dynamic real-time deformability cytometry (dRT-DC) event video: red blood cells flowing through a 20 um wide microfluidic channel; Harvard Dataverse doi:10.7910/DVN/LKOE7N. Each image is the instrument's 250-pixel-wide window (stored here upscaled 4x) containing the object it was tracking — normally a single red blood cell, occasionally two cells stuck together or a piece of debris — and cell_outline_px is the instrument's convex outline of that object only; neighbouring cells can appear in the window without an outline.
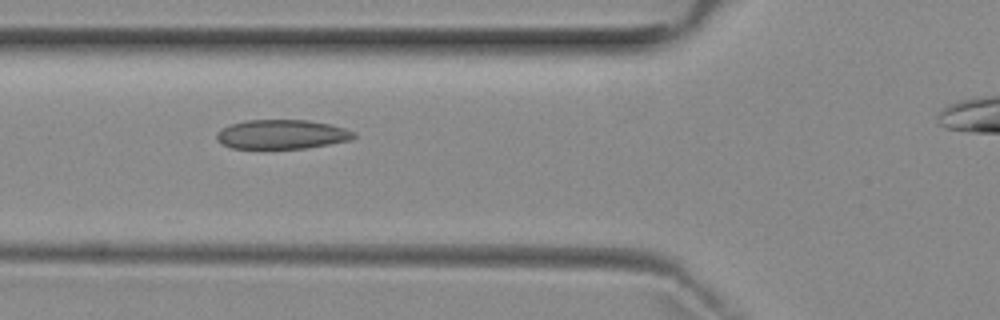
{"species": "common noctule bat (a hibernating species)", "species_latin": "Nyctalus noctula", "temperature_condition": "room temperature", "stored_images_in_passage": 5, "camera_frame_rate_fps": 3000, "um_per_image_px": 0.085, "animal": {"sex": "female", "body_mass_g": 29.2, "forearm_length_mm": 56.3}, "frame": {"image": 1, "passage_image": 3, "time_ms": 3.0, "image_size_px": [1000, 320], "cell_outline_px": [[356, 136], [352, 140], [308, 148], [232, 148], [220, 144], [216, 140], [216, 132], [220, 128], [244, 120], [308, 120], [328, 124], [344, 128], [356, 132]], "centroid_in_image_um": [23.94, 11.42], "position_along_channel_um": 101.9, "area_um2": 23.58}}
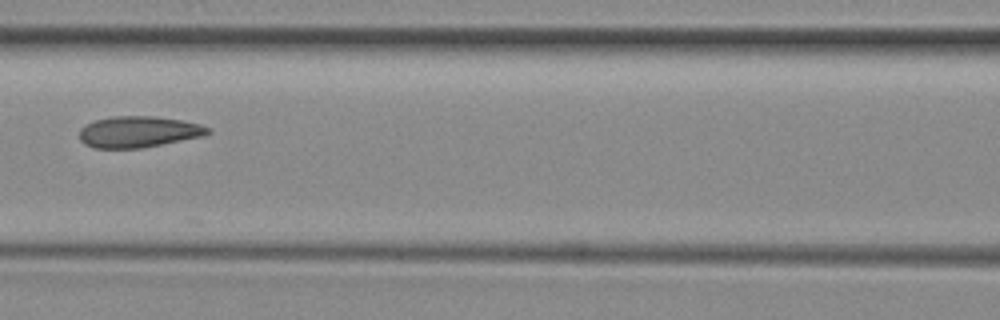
{"frame": {"image": 2, "passage_image": 4, "time_ms": 4.333, "image_size_px": [1000, 320], "cell_outline_px": [[212, 132], [204, 136], [140, 148], [92, 148], [84, 144], [80, 140], [80, 128], [84, 124], [96, 120], [112, 116], [152, 116], [180, 120], [200, 124], [212, 128]], "centroid_in_image_um": [11.77, 11.2], "position_along_channel_um": 154.8, "area_um2": 23.47}}
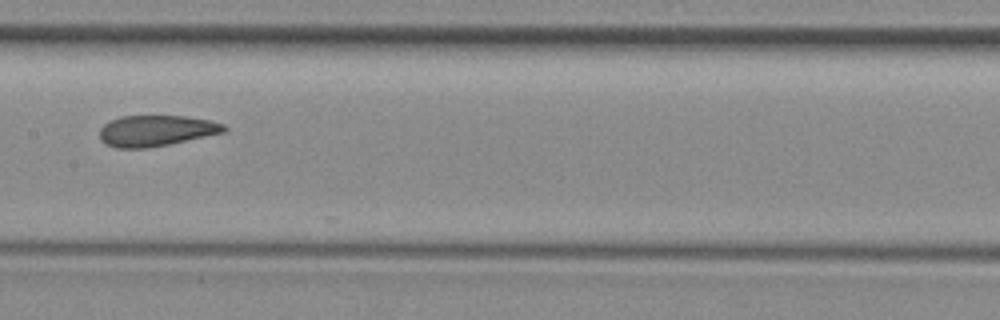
{"frame": {"image": 3, "passage_image": 5, "time_ms": 5.333, "image_size_px": [1000, 320], "cell_outline_px": [[228, 128], [224, 132], [168, 144], [148, 148], [116, 148], [104, 144], [100, 140], [100, 128], [104, 124], [120, 116], [184, 116], [208, 120], [224, 124]], "centroid_in_image_um": [13.23, 11.11], "position_along_channel_um": 194.2, "area_um2": 22.31}}